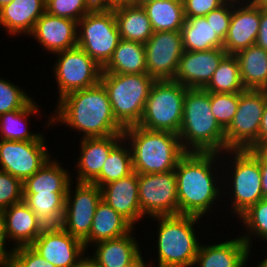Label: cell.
<instances>
[{
    "label": "cell",
    "mask_w": 267,
    "mask_h": 267,
    "mask_svg": "<svg viewBox=\"0 0 267 267\" xmlns=\"http://www.w3.org/2000/svg\"><path fill=\"white\" fill-rule=\"evenodd\" d=\"M154 32L181 31L185 22L182 0H158L142 6Z\"/></svg>",
    "instance_id": "cell-33"
},
{
    "label": "cell",
    "mask_w": 267,
    "mask_h": 267,
    "mask_svg": "<svg viewBox=\"0 0 267 267\" xmlns=\"http://www.w3.org/2000/svg\"><path fill=\"white\" fill-rule=\"evenodd\" d=\"M184 51H205L223 48L224 41L215 33L205 16L185 18L181 28Z\"/></svg>",
    "instance_id": "cell-31"
},
{
    "label": "cell",
    "mask_w": 267,
    "mask_h": 267,
    "mask_svg": "<svg viewBox=\"0 0 267 267\" xmlns=\"http://www.w3.org/2000/svg\"><path fill=\"white\" fill-rule=\"evenodd\" d=\"M266 98V90L240 92L235 116L225 129L226 151L258 149V134Z\"/></svg>",
    "instance_id": "cell-9"
},
{
    "label": "cell",
    "mask_w": 267,
    "mask_h": 267,
    "mask_svg": "<svg viewBox=\"0 0 267 267\" xmlns=\"http://www.w3.org/2000/svg\"><path fill=\"white\" fill-rule=\"evenodd\" d=\"M245 90L267 91V51L256 44L235 54Z\"/></svg>",
    "instance_id": "cell-28"
},
{
    "label": "cell",
    "mask_w": 267,
    "mask_h": 267,
    "mask_svg": "<svg viewBox=\"0 0 267 267\" xmlns=\"http://www.w3.org/2000/svg\"><path fill=\"white\" fill-rule=\"evenodd\" d=\"M187 89L174 80H156L151 87L138 126L147 130L178 134Z\"/></svg>",
    "instance_id": "cell-7"
},
{
    "label": "cell",
    "mask_w": 267,
    "mask_h": 267,
    "mask_svg": "<svg viewBox=\"0 0 267 267\" xmlns=\"http://www.w3.org/2000/svg\"><path fill=\"white\" fill-rule=\"evenodd\" d=\"M46 12V0H14L0 8V25L12 36L30 35L36 21Z\"/></svg>",
    "instance_id": "cell-24"
},
{
    "label": "cell",
    "mask_w": 267,
    "mask_h": 267,
    "mask_svg": "<svg viewBox=\"0 0 267 267\" xmlns=\"http://www.w3.org/2000/svg\"><path fill=\"white\" fill-rule=\"evenodd\" d=\"M258 149H267V98L258 134Z\"/></svg>",
    "instance_id": "cell-48"
},
{
    "label": "cell",
    "mask_w": 267,
    "mask_h": 267,
    "mask_svg": "<svg viewBox=\"0 0 267 267\" xmlns=\"http://www.w3.org/2000/svg\"><path fill=\"white\" fill-rule=\"evenodd\" d=\"M94 8L111 7L114 3L111 0H87Z\"/></svg>",
    "instance_id": "cell-50"
},
{
    "label": "cell",
    "mask_w": 267,
    "mask_h": 267,
    "mask_svg": "<svg viewBox=\"0 0 267 267\" xmlns=\"http://www.w3.org/2000/svg\"><path fill=\"white\" fill-rule=\"evenodd\" d=\"M123 139L130 140L133 171L138 174L173 171L186 153L178 134L169 131H152L134 125L124 129Z\"/></svg>",
    "instance_id": "cell-4"
},
{
    "label": "cell",
    "mask_w": 267,
    "mask_h": 267,
    "mask_svg": "<svg viewBox=\"0 0 267 267\" xmlns=\"http://www.w3.org/2000/svg\"><path fill=\"white\" fill-rule=\"evenodd\" d=\"M250 235L210 246L200 245L194 261L199 267H244L250 253Z\"/></svg>",
    "instance_id": "cell-20"
},
{
    "label": "cell",
    "mask_w": 267,
    "mask_h": 267,
    "mask_svg": "<svg viewBox=\"0 0 267 267\" xmlns=\"http://www.w3.org/2000/svg\"><path fill=\"white\" fill-rule=\"evenodd\" d=\"M71 185L70 183L65 197L60 226L72 236L84 241L89 236L96 207L102 199L101 188L93 183L77 182L73 195Z\"/></svg>",
    "instance_id": "cell-12"
},
{
    "label": "cell",
    "mask_w": 267,
    "mask_h": 267,
    "mask_svg": "<svg viewBox=\"0 0 267 267\" xmlns=\"http://www.w3.org/2000/svg\"><path fill=\"white\" fill-rule=\"evenodd\" d=\"M123 140V134L86 137L81 140L77 182L91 183L101 172L110 151Z\"/></svg>",
    "instance_id": "cell-22"
},
{
    "label": "cell",
    "mask_w": 267,
    "mask_h": 267,
    "mask_svg": "<svg viewBox=\"0 0 267 267\" xmlns=\"http://www.w3.org/2000/svg\"><path fill=\"white\" fill-rule=\"evenodd\" d=\"M14 0H0V8H2L4 5L11 3Z\"/></svg>",
    "instance_id": "cell-53"
},
{
    "label": "cell",
    "mask_w": 267,
    "mask_h": 267,
    "mask_svg": "<svg viewBox=\"0 0 267 267\" xmlns=\"http://www.w3.org/2000/svg\"><path fill=\"white\" fill-rule=\"evenodd\" d=\"M154 218L159 221L158 267H192L200 247L193 226L200 217L179 214Z\"/></svg>",
    "instance_id": "cell-6"
},
{
    "label": "cell",
    "mask_w": 267,
    "mask_h": 267,
    "mask_svg": "<svg viewBox=\"0 0 267 267\" xmlns=\"http://www.w3.org/2000/svg\"><path fill=\"white\" fill-rule=\"evenodd\" d=\"M216 155L219 153L186 152L178 161L174 171L180 215L202 218L212 207L210 205L219 199L220 190L211 169V164L218 160Z\"/></svg>",
    "instance_id": "cell-2"
},
{
    "label": "cell",
    "mask_w": 267,
    "mask_h": 267,
    "mask_svg": "<svg viewBox=\"0 0 267 267\" xmlns=\"http://www.w3.org/2000/svg\"><path fill=\"white\" fill-rule=\"evenodd\" d=\"M252 1H256V0H252ZM257 1L267 7V0H257Z\"/></svg>",
    "instance_id": "cell-55"
},
{
    "label": "cell",
    "mask_w": 267,
    "mask_h": 267,
    "mask_svg": "<svg viewBox=\"0 0 267 267\" xmlns=\"http://www.w3.org/2000/svg\"><path fill=\"white\" fill-rule=\"evenodd\" d=\"M239 218L247 226V231L249 229L257 237L267 240V199L250 206Z\"/></svg>",
    "instance_id": "cell-40"
},
{
    "label": "cell",
    "mask_w": 267,
    "mask_h": 267,
    "mask_svg": "<svg viewBox=\"0 0 267 267\" xmlns=\"http://www.w3.org/2000/svg\"><path fill=\"white\" fill-rule=\"evenodd\" d=\"M147 264L144 263L142 255H140L134 262L130 263L125 267H151L150 265L146 266Z\"/></svg>",
    "instance_id": "cell-51"
},
{
    "label": "cell",
    "mask_w": 267,
    "mask_h": 267,
    "mask_svg": "<svg viewBox=\"0 0 267 267\" xmlns=\"http://www.w3.org/2000/svg\"><path fill=\"white\" fill-rule=\"evenodd\" d=\"M77 27L81 29H77V46L103 68L121 40L113 9L94 8L77 22Z\"/></svg>",
    "instance_id": "cell-8"
},
{
    "label": "cell",
    "mask_w": 267,
    "mask_h": 267,
    "mask_svg": "<svg viewBox=\"0 0 267 267\" xmlns=\"http://www.w3.org/2000/svg\"><path fill=\"white\" fill-rule=\"evenodd\" d=\"M6 228H5V221L3 218L2 213L0 212V267H8L11 255L13 253V249L10 251H6L5 248V241L7 240Z\"/></svg>",
    "instance_id": "cell-46"
},
{
    "label": "cell",
    "mask_w": 267,
    "mask_h": 267,
    "mask_svg": "<svg viewBox=\"0 0 267 267\" xmlns=\"http://www.w3.org/2000/svg\"><path fill=\"white\" fill-rule=\"evenodd\" d=\"M8 267H56L46 261L30 246L13 248L11 260Z\"/></svg>",
    "instance_id": "cell-42"
},
{
    "label": "cell",
    "mask_w": 267,
    "mask_h": 267,
    "mask_svg": "<svg viewBox=\"0 0 267 267\" xmlns=\"http://www.w3.org/2000/svg\"><path fill=\"white\" fill-rule=\"evenodd\" d=\"M255 44L267 51V7L262 4L260 28Z\"/></svg>",
    "instance_id": "cell-47"
},
{
    "label": "cell",
    "mask_w": 267,
    "mask_h": 267,
    "mask_svg": "<svg viewBox=\"0 0 267 267\" xmlns=\"http://www.w3.org/2000/svg\"><path fill=\"white\" fill-rule=\"evenodd\" d=\"M113 3H118V2H124V1H128V0H111Z\"/></svg>",
    "instance_id": "cell-56"
},
{
    "label": "cell",
    "mask_w": 267,
    "mask_h": 267,
    "mask_svg": "<svg viewBox=\"0 0 267 267\" xmlns=\"http://www.w3.org/2000/svg\"><path fill=\"white\" fill-rule=\"evenodd\" d=\"M111 8L115 13L121 39L145 44L152 36L154 31L142 6L124 1L114 3Z\"/></svg>",
    "instance_id": "cell-25"
},
{
    "label": "cell",
    "mask_w": 267,
    "mask_h": 267,
    "mask_svg": "<svg viewBox=\"0 0 267 267\" xmlns=\"http://www.w3.org/2000/svg\"><path fill=\"white\" fill-rule=\"evenodd\" d=\"M67 192L23 193V201L45 225L60 226L62 223Z\"/></svg>",
    "instance_id": "cell-32"
},
{
    "label": "cell",
    "mask_w": 267,
    "mask_h": 267,
    "mask_svg": "<svg viewBox=\"0 0 267 267\" xmlns=\"http://www.w3.org/2000/svg\"><path fill=\"white\" fill-rule=\"evenodd\" d=\"M239 98L240 93H210L211 111L224 130L235 116Z\"/></svg>",
    "instance_id": "cell-37"
},
{
    "label": "cell",
    "mask_w": 267,
    "mask_h": 267,
    "mask_svg": "<svg viewBox=\"0 0 267 267\" xmlns=\"http://www.w3.org/2000/svg\"><path fill=\"white\" fill-rule=\"evenodd\" d=\"M223 48L184 51L174 81L186 88L203 89L211 80L219 62L226 55Z\"/></svg>",
    "instance_id": "cell-18"
},
{
    "label": "cell",
    "mask_w": 267,
    "mask_h": 267,
    "mask_svg": "<svg viewBox=\"0 0 267 267\" xmlns=\"http://www.w3.org/2000/svg\"><path fill=\"white\" fill-rule=\"evenodd\" d=\"M178 136L186 152H226L225 130L211 111L210 92L197 88L186 90Z\"/></svg>",
    "instance_id": "cell-3"
},
{
    "label": "cell",
    "mask_w": 267,
    "mask_h": 267,
    "mask_svg": "<svg viewBox=\"0 0 267 267\" xmlns=\"http://www.w3.org/2000/svg\"><path fill=\"white\" fill-rule=\"evenodd\" d=\"M102 71L118 74H147L144 44L121 39L112 58L102 68Z\"/></svg>",
    "instance_id": "cell-29"
},
{
    "label": "cell",
    "mask_w": 267,
    "mask_h": 267,
    "mask_svg": "<svg viewBox=\"0 0 267 267\" xmlns=\"http://www.w3.org/2000/svg\"><path fill=\"white\" fill-rule=\"evenodd\" d=\"M227 0H182L185 18L203 17Z\"/></svg>",
    "instance_id": "cell-44"
},
{
    "label": "cell",
    "mask_w": 267,
    "mask_h": 267,
    "mask_svg": "<svg viewBox=\"0 0 267 267\" xmlns=\"http://www.w3.org/2000/svg\"><path fill=\"white\" fill-rule=\"evenodd\" d=\"M54 73L61 99L66 94L90 88L100 82L102 68L80 47L60 51Z\"/></svg>",
    "instance_id": "cell-11"
},
{
    "label": "cell",
    "mask_w": 267,
    "mask_h": 267,
    "mask_svg": "<svg viewBox=\"0 0 267 267\" xmlns=\"http://www.w3.org/2000/svg\"><path fill=\"white\" fill-rule=\"evenodd\" d=\"M155 81L148 74L101 72L100 83L107 92L116 121L124 129L139 124Z\"/></svg>",
    "instance_id": "cell-5"
},
{
    "label": "cell",
    "mask_w": 267,
    "mask_h": 267,
    "mask_svg": "<svg viewBox=\"0 0 267 267\" xmlns=\"http://www.w3.org/2000/svg\"><path fill=\"white\" fill-rule=\"evenodd\" d=\"M23 200V182L0 170V212Z\"/></svg>",
    "instance_id": "cell-41"
},
{
    "label": "cell",
    "mask_w": 267,
    "mask_h": 267,
    "mask_svg": "<svg viewBox=\"0 0 267 267\" xmlns=\"http://www.w3.org/2000/svg\"><path fill=\"white\" fill-rule=\"evenodd\" d=\"M89 257H82L75 267H101L91 256Z\"/></svg>",
    "instance_id": "cell-49"
},
{
    "label": "cell",
    "mask_w": 267,
    "mask_h": 267,
    "mask_svg": "<svg viewBox=\"0 0 267 267\" xmlns=\"http://www.w3.org/2000/svg\"><path fill=\"white\" fill-rule=\"evenodd\" d=\"M132 233L125 236L96 243L92 257L101 267H125L140 255V248Z\"/></svg>",
    "instance_id": "cell-27"
},
{
    "label": "cell",
    "mask_w": 267,
    "mask_h": 267,
    "mask_svg": "<svg viewBox=\"0 0 267 267\" xmlns=\"http://www.w3.org/2000/svg\"><path fill=\"white\" fill-rule=\"evenodd\" d=\"M233 1L227 0L223 5L208 13L205 18L210 22L215 33L224 41L230 27Z\"/></svg>",
    "instance_id": "cell-43"
},
{
    "label": "cell",
    "mask_w": 267,
    "mask_h": 267,
    "mask_svg": "<svg viewBox=\"0 0 267 267\" xmlns=\"http://www.w3.org/2000/svg\"><path fill=\"white\" fill-rule=\"evenodd\" d=\"M59 162L48 160L36 173L23 182V193L67 192L69 173Z\"/></svg>",
    "instance_id": "cell-30"
},
{
    "label": "cell",
    "mask_w": 267,
    "mask_h": 267,
    "mask_svg": "<svg viewBox=\"0 0 267 267\" xmlns=\"http://www.w3.org/2000/svg\"><path fill=\"white\" fill-rule=\"evenodd\" d=\"M31 100L17 85L0 78V115L22 109Z\"/></svg>",
    "instance_id": "cell-39"
},
{
    "label": "cell",
    "mask_w": 267,
    "mask_h": 267,
    "mask_svg": "<svg viewBox=\"0 0 267 267\" xmlns=\"http://www.w3.org/2000/svg\"><path fill=\"white\" fill-rule=\"evenodd\" d=\"M49 124L62 122L83 131V137H105L123 134L124 128L116 121L107 92L97 85L70 92L59 99L57 109ZM56 120V121H55Z\"/></svg>",
    "instance_id": "cell-1"
},
{
    "label": "cell",
    "mask_w": 267,
    "mask_h": 267,
    "mask_svg": "<svg viewBox=\"0 0 267 267\" xmlns=\"http://www.w3.org/2000/svg\"><path fill=\"white\" fill-rule=\"evenodd\" d=\"M131 4L137 5V6H143L149 2L152 1H158V0H128Z\"/></svg>",
    "instance_id": "cell-52"
},
{
    "label": "cell",
    "mask_w": 267,
    "mask_h": 267,
    "mask_svg": "<svg viewBox=\"0 0 267 267\" xmlns=\"http://www.w3.org/2000/svg\"><path fill=\"white\" fill-rule=\"evenodd\" d=\"M77 22L45 12L37 21L31 36L53 54L77 46Z\"/></svg>",
    "instance_id": "cell-19"
},
{
    "label": "cell",
    "mask_w": 267,
    "mask_h": 267,
    "mask_svg": "<svg viewBox=\"0 0 267 267\" xmlns=\"http://www.w3.org/2000/svg\"><path fill=\"white\" fill-rule=\"evenodd\" d=\"M232 152L235 163L230 180L233 186V211L238 216L250 206L264 199L261 186V170L258 159L247 150H228Z\"/></svg>",
    "instance_id": "cell-13"
},
{
    "label": "cell",
    "mask_w": 267,
    "mask_h": 267,
    "mask_svg": "<svg viewBox=\"0 0 267 267\" xmlns=\"http://www.w3.org/2000/svg\"><path fill=\"white\" fill-rule=\"evenodd\" d=\"M259 161L263 198L267 199V149H248Z\"/></svg>",
    "instance_id": "cell-45"
},
{
    "label": "cell",
    "mask_w": 267,
    "mask_h": 267,
    "mask_svg": "<svg viewBox=\"0 0 267 267\" xmlns=\"http://www.w3.org/2000/svg\"><path fill=\"white\" fill-rule=\"evenodd\" d=\"M134 226L104 200L98 203L93 216L89 236L83 241L85 248L90 243L116 239L132 232Z\"/></svg>",
    "instance_id": "cell-26"
},
{
    "label": "cell",
    "mask_w": 267,
    "mask_h": 267,
    "mask_svg": "<svg viewBox=\"0 0 267 267\" xmlns=\"http://www.w3.org/2000/svg\"><path fill=\"white\" fill-rule=\"evenodd\" d=\"M1 213L5 221L7 237L16 242L14 248L30 246L45 228V225L23 200Z\"/></svg>",
    "instance_id": "cell-23"
},
{
    "label": "cell",
    "mask_w": 267,
    "mask_h": 267,
    "mask_svg": "<svg viewBox=\"0 0 267 267\" xmlns=\"http://www.w3.org/2000/svg\"><path fill=\"white\" fill-rule=\"evenodd\" d=\"M144 46L147 74L155 80H174L184 52L181 31L153 32Z\"/></svg>",
    "instance_id": "cell-14"
},
{
    "label": "cell",
    "mask_w": 267,
    "mask_h": 267,
    "mask_svg": "<svg viewBox=\"0 0 267 267\" xmlns=\"http://www.w3.org/2000/svg\"><path fill=\"white\" fill-rule=\"evenodd\" d=\"M234 3L236 2L233 1L230 27L223 45L226 53L232 55L256 43L261 20V3L257 0L247 1V5L242 7H237Z\"/></svg>",
    "instance_id": "cell-17"
},
{
    "label": "cell",
    "mask_w": 267,
    "mask_h": 267,
    "mask_svg": "<svg viewBox=\"0 0 267 267\" xmlns=\"http://www.w3.org/2000/svg\"><path fill=\"white\" fill-rule=\"evenodd\" d=\"M33 99L22 109L0 115V136L2 140L10 141H32L44 140L41 133H31L23 124H27V117L38 112ZM26 118V119H25ZM24 120V121H23ZM26 120V121H25ZM23 122V123H22Z\"/></svg>",
    "instance_id": "cell-34"
},
{
    "label": "cell",
    "mask_w": 267,
    "mask_h": 267,
    "mask_svg": "<svg viewBox=\"0 0 267 267\" xmlns=\"http://www.w3.org/2000/svg\"><path fill=\"white\" fill-rule=\"evenodd\" d=\"M30 247L56 267H75L86 251L83 241L61 226L45 227Z\"/></svg>",
    "instance_id": "cell-16"
},
{
    "label": "cell",
    "mask_w": 267,
    "mask_h": 267,
    "mask_svg": "<svg viewBox=\"0 0 267 267\" xmlns=\"http://www.w3.org/2000/svg\"><path fill=\"white\" fill-rule=\"evenodd\" d=\"M45 140H0V170L24 182L49 159Z\"/></svg>",
    "instance_id": "cell-15"
},
{
    "label": "cell",
    "mask_w": 267,
    "mask_h": 267,
    "mask_svg": "<svg viewBox=\"0 0 267 267\" xmlns=\"http://www.w3.org/2000/svg\"><path fill=\"white\" fill-rule=\"evenodd\" d=\"M119 142L109 153L100 174L91 182L100 188L133 172L131 150Z\"/></svg>",
    "instance_id": "cell-36"
},
{
    "label": "cell",
    "mask_w": 267,
    "mask_h": 267,
    "mask_svg": "<svg viewBox=\"0 0 267 267\" xmlns=\"http://www.w3.org/2000/svg\"><path fill=\"white\" fill-rule=\"evenodd\" d=\"M203 89L210 93H240L245 90L235 55L226 54L222 58L211 80Z\"/></svg>",
    "instance_id": "cell-35"
},
{
    "label": "cell",
    "mask_w": 267,
    "mask_h": 267,
    "mask_svg": "<svg viewBox=\"0 0 267 267\" xmlns=\"http://www.w3.org/2000/svg\"><path fill=\"white\" fill-rule=\"evenodd\" d=\"M138 196L142 217L179 215L175 171L138 174Z\"/></svg>",
    "instance_id": "cell-10"
},
{
    "label": "cell",
    "mask_w": 267,
    "mask_h": 267,
    "mask_svg": "<svg viewBox=\"0 0 267 267\" xmlns=\"http://www.w3.org/2000/svg\"><path fill=\"white\" fill-rule=\"evenodd\" d=\"M257 267H267V258H265Z\"/></svg>",
    "instance_id": "cell-54"
},
{
    "label": "cell",
    "mask_w": 267,
    "mask_h": 267,
    "mask_svg": "<svg viewBox=\"0 0 267 267\" xmlns=\"http://www.w3.org/2000/svg\"><path fill=\"white\" fill-rule=\"evenodd\" d=\"M101 193L102 200L133 226L142 218L138 196V173L135 171L126 177L103 185Z\"/></svg>",
    "instance_id": "cell-21"
},
{
    "label": "cell",
    "mask_w": 267,
    "mask_h": 267,
    "mask_svg": "<svg viewBox=\"0 0 267 267\" xmlns=\"http://www.w3.org/2000/svg\"><path fill=\"white\" fill-rule=\"evenodd\" d=\"M94 7L87 0H46V12L78 22Z\"/></svg>",
    "instance_id": "cell-38"
}]
</instances>
